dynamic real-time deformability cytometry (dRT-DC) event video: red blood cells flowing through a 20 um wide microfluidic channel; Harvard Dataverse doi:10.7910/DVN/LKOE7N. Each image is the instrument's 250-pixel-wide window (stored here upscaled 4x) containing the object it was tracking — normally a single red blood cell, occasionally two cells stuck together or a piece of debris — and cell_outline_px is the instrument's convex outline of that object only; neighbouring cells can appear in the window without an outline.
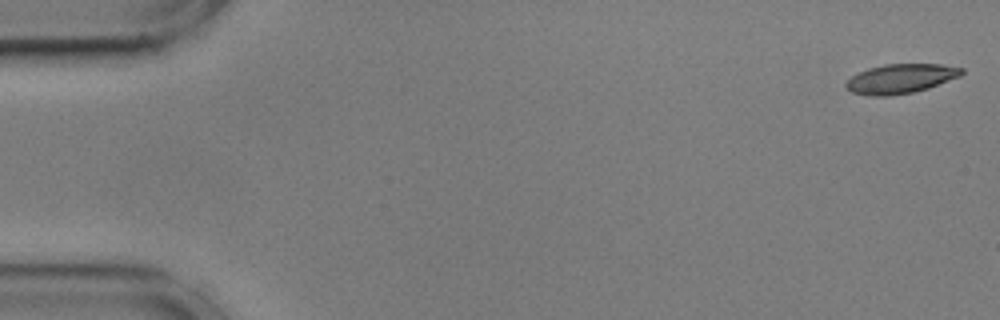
{"species": "common noctule bat (a hibernating species)", "species_latin": "Nyctalus noctula", "temperature_condition": "cold", "stored_images_in_passage": 8, "camera_frame_rate_fps": 3000, "um_per_image_px": 0.085, "animal": {"sex": "male", "body_mass_g": 17.9, "forearm_length_mm": 54.2}, "frame": {"image": 1, "passage_image": 1, "time_ms": 0.0, "image_size_px": [1000, 320], "cell_outline_px": [[964, 72], [960, 76], [928, 88], [912, 92], [892, 96], [868, 96], [852, 92], [844, 84], [852, 76], [868, 68], [884, 64], [940, 64], [964, 68]], "centroid_in_image_um": [76.56, 6.69], "position_along_channel_um": 8.4, "area_um2": 19.77}}